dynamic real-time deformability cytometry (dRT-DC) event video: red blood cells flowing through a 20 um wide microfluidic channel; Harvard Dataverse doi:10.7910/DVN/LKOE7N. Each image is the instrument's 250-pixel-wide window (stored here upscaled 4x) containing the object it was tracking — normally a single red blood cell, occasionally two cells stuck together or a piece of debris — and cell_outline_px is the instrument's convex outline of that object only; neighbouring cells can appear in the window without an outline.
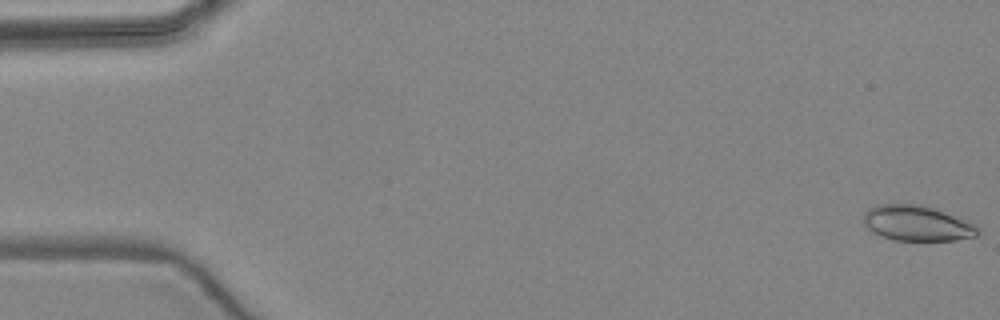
{"species": "common noctule bat (a hibernating species)", "species_latin": "Nyctalus noctula", "temperature_condition": "warm", "stored_images_in_passage": 5, "camera_frame_rate_fps": 3000, "um_per_image_px": 0.085, "animal": {"sex": "female", "body_mass_g": 24.6, "forearm_length_mm": 56.2}, "frame": {"image": 1, "passage_image": 1, "time_ms": 0.0, "image_size_px": [1000, 320], "cell_outline_px": [[980, 232], [976, 236], [956, 240], [896, 240], [880, 236], [872, 232], [864, 224], [864, 212], [868, 208], [876, 204], [920, 204], [932, 208], [972, 224]], "centroid_in_image_um": [77.85, 18.98], "position_along_channel_um": 7.1, "area_um2": 23.12}}